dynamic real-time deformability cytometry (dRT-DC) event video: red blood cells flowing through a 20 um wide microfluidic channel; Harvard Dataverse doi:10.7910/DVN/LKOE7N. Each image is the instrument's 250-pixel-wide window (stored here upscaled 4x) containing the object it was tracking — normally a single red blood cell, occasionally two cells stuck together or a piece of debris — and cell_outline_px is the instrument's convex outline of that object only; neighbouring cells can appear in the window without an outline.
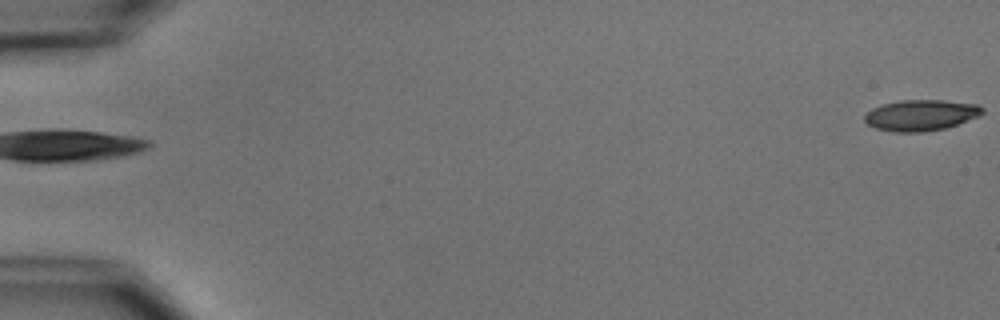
{"species": "common noctule bat (a hibernating species)", "species_latin": "Nyctalus noctula", "temperature_condition": "cold", "stored_images_in_passage": 2, "segment_of_instrument_passage": [2, 2], "camera_frame_rate_fps": 3000, "um_per_image_px": 0.085, "animal": {"sex": "male", "body_mass_g": 15.6}, "frame": {"image": 1, "passage_image": 2, "time_ms": 1.0, "image_size_px": [1000, 320], "cell_outline_px": [[984, 112], [976, 116], [956, 124], [944, 128], [920, 132], [892, 132], [876, 128], [868, 124], [864, 120], [864, 116], [872, 108], [884, 104], [900, 100], [944, 100], [980, 104], [984, 108]], "centroid_in_image_um": [78.27, 9.78], "position_along_channel_um": 6.7, "area_um2": 21.1}}